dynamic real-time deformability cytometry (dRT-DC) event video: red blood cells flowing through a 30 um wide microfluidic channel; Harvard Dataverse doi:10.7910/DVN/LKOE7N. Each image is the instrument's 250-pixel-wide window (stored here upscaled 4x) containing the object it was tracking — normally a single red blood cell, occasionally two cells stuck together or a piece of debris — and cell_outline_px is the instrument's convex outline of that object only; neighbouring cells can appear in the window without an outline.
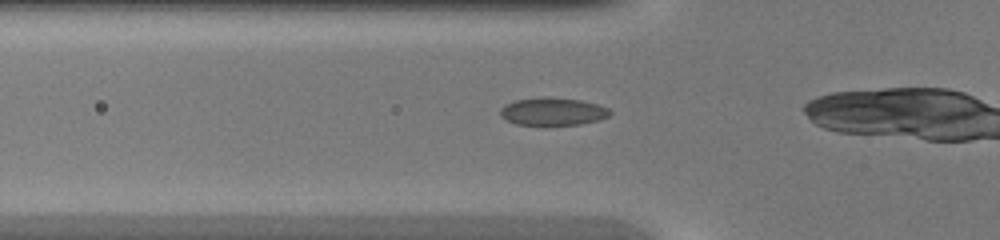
{"species": "common noctule bat (a hibernating species)", "species_latin": "Nyctalus noctula", "temperature_condition": "warm", "stored_images_in_passage": 32, "camera_frame_rate_fps": 3000, "um_per_image_px": 0.085, "animal": {"sex": "female", "body_mass_g": 20.0, "forearm_length_mm": 54.0}, "frame": {"image": 1, "passage_image": 11, "time_ms": 3.333, "image_size_px": [1000, 240], "cell_outline_px": [[612, 112], [608, 116], [600, 120], [580, 124], [516, 124], [500, 116], [500, 108], [504, 104], [516, 100], [580, 100], [596, 104], [608, 108]], "centroid_in_image_um": [47.0, 9.52], "position_along_channel_um": 78.8, "area_um2": 16.65}}
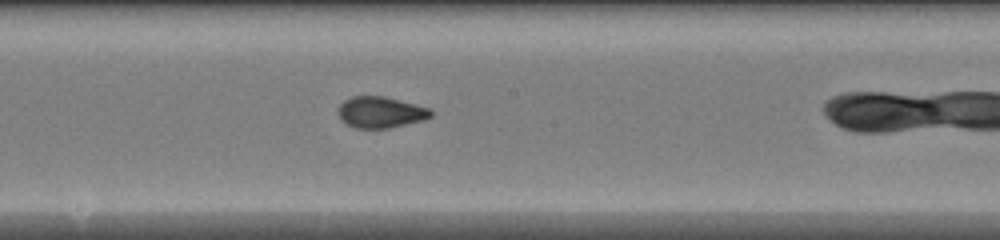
{"frame": {"image": 2, "passage_image": 20, "time_ms": 6.333, "image_size_px": [1000, 240], "cell_outline_px": [[432, 116], [424, 120], [388, 128], [356, 128], [344, 124], [340, 120], [336, 112], [340, 104], [344, 100], [352, 96], [384, 96], [432, 108]], "centroid_in_image_um": [32.32, 9.54], "position_along_channel_um": 215.9, "area_um2": 17.17}}
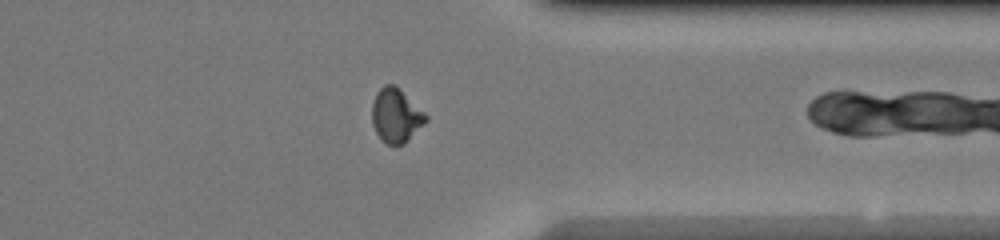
{"frame": {"image": 3, "passage_image": 31, "time_ms": 10.0, "image_size_px": [1000, 240], "cell_outline_px": [[428, 120], [404, 144], [388, 144], [376, 132], [372, 124], [372, 104], [376, 92], [384, 84], [396, 84], [428, 116]], "centroid_in_image_um": [33.66, 9.78], "position_along_channel_um": 377.7, "area_um2": 16.88}}